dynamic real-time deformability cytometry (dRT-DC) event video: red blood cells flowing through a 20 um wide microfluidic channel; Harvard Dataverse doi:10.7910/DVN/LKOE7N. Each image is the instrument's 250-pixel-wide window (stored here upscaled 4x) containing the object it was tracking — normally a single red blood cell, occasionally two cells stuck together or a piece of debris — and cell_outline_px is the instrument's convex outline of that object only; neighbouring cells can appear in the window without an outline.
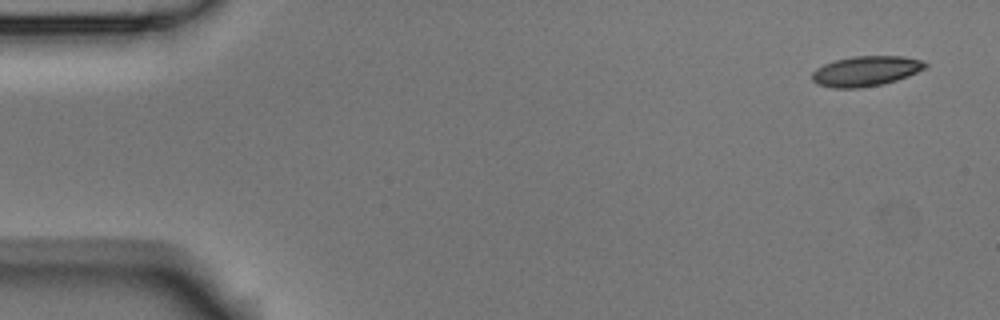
{"species": "Egyptian fruit bat (a non-hibernating species)", "species_latin": "Rousettus aegyptiacus", "temperature_condition": "room temperature", "stored_images_in_passage": 7, "camera_frame_rate_fps": 3000, "um_per_image_px": 0.085, "animal": {"sex": "male"}, "frame": {"image": 1, "passage_image": 1, "time_ms": 0.0, "image_size_px": [1000, 320], "cell_outline_px": [[928, 68], [908, 76], [884, 84], [860, 88], [832, 88], [816, 84], [812, 80], [812, 72], [816, 68], [824, 64], [836, 60], [852, 56], [904, 56], [920, 60], [928, 64]], "centroid_in_image_um": [73.6, 6.05], "position_along_channel_um": 11.4, "area_um2": 20.06}}
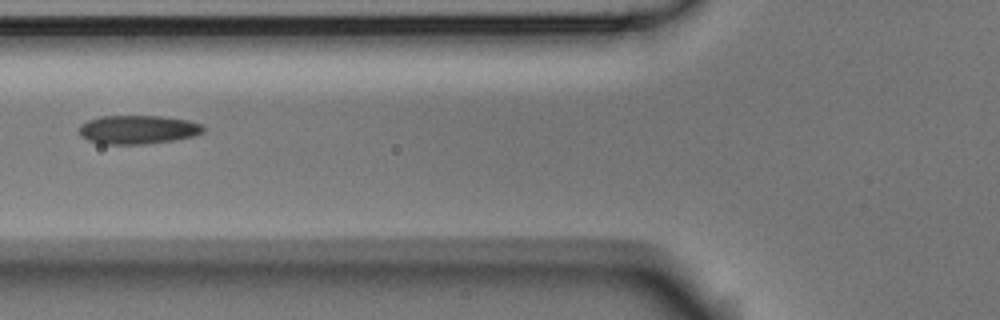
{"frame": {"image": 2, "passage_image": 6, "time_ms": 1.667, "image_size_px": [1000, 320], "cell_outline_px": [[204, 132], [196, 136], [172, 140], [144, 144], [100, 144], [88, 140], [80, 136], [80, 124], [88, 120], [100, 116], [160, 116], [188, 120], [204, 124]], "centroid_in_image_um": [11.74, 11.01], "position_along_channel_um": 114.1, "area_um2": 20.92}}
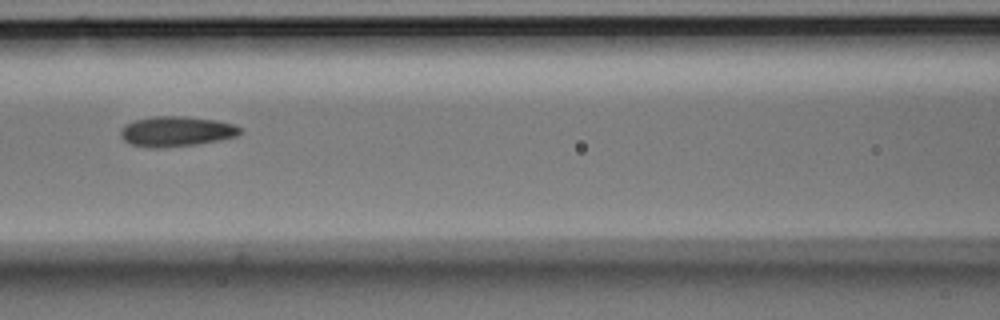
{"frame": {"image": 3, "passage_image": 7, "time_ms": 2.0, "image_size_px": [1000, 320], "cell_outline_px": [[244, 128], [236, 136], [220, 140], [196, 144], [160, 148], [148, 148], [132, 144], [124, 140], [120, 136], [120, 128], [124, 124], [136, 120], [152, 116], [184, 116], [216, 120], [236, 124]], "centroid_in_image_um": [14.99, 11.16], "position_along_channel_um": 151.6, "area_um2": 21.21}}